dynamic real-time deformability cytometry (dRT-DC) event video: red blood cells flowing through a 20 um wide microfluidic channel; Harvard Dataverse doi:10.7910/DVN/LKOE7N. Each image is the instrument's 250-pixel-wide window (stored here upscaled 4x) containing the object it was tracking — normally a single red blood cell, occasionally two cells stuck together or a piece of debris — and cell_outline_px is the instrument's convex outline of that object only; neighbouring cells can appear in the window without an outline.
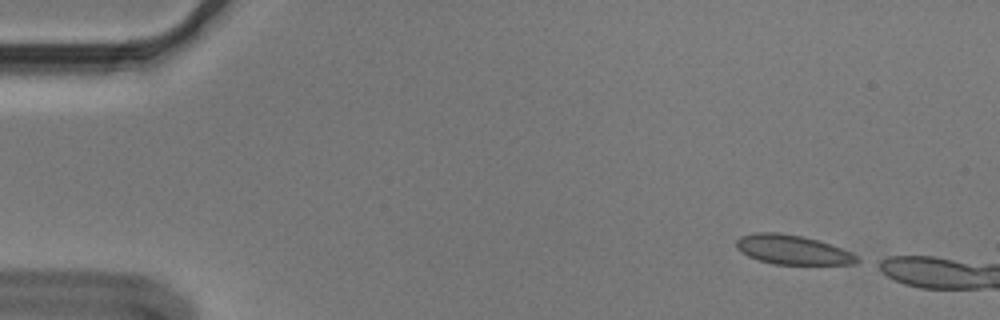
{"species": "Egyptian fruit bat (a non-hibernating species)", "species_latin": "Rousettus aegyptiacus", "temperature_condition": "cold", "stored_images_in_passage": 7, "camera_frame_rate_fps": 3000, "um_per_image_px": 0.085, "animal": {"sex": "male"}, "frame": {"image": 1, "passage_image": 1, "time_ms": 0.0, "image_size_px": [1000, 320], "cell_outline_px": [[864, 260], [856, 264], [776, 264], [760, 260], [748, 256], [740, 252], [736, 248], [736, 240], [740, 236], [756, 232], [780, 232], [800, 236], [816, 240], [852, 252]], "centroid_in_image_um": [67.37, 21.23], "position_along_channel_um": 17.6, "area_um2": 20.63}}